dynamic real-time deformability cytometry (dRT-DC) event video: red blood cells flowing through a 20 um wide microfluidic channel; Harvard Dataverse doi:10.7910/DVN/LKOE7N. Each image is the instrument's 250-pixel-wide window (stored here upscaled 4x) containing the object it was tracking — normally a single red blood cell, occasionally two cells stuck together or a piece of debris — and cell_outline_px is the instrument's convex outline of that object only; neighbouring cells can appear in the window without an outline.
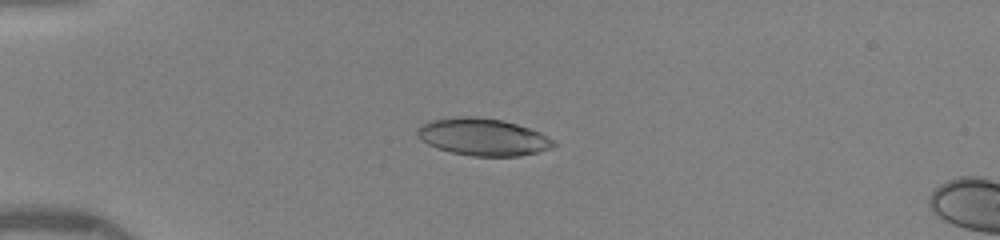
{"species": "human", "species_latin": "Homo sapiens", "temperature_condition": "warm", "stored_images_in_passage": 50, "camera_frame_rate_fps": 3000, "um_per_image_px": 0.085, "donor": {"sex": "female"}, "frame": {"image": 1, "passage_image": 14, "time_ms": 4.333, "image_size_px": [1000, 240], "cell_outline_px": [[556, 144], [552, 148], [520, 156], [472, 156], [452, 152], [436, 148], [420, 140], [416, 136], [416, 128], [420, 124], [428, 120], [460, 116], [476, 116], [504, 120], [540, 132], [556, 140]], "centroid_in_image_um": [41.01, 11.63], "position_along_channel_um": 44.0, "area_um2": 29.94}}
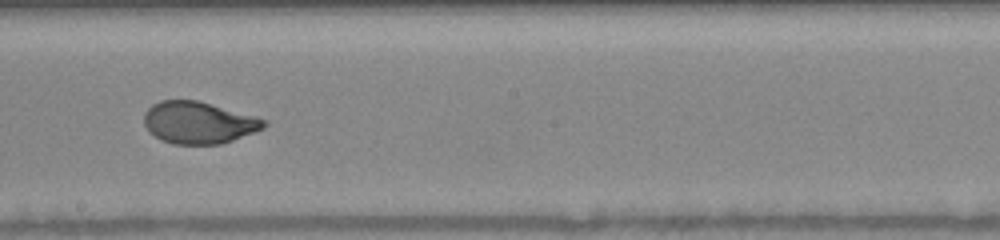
{"frame": {"image": 2, "passage_image": 30, "time_ms": 9.667, "image_size_px": [1000, 240], "cell_outline_px": [[268, 124], [264, 128], [232, 140], [220, 144], [172, 144], [160, 140], [148, 132], [144, 124], [144, 112], [152, 104], [160, 100], [196, 100], [256, 116], [268, 120]], "centroid_in_image_um": [16.86, 10.42], "position_along_channel_um": 231.3, "area_um2": 29.48}}
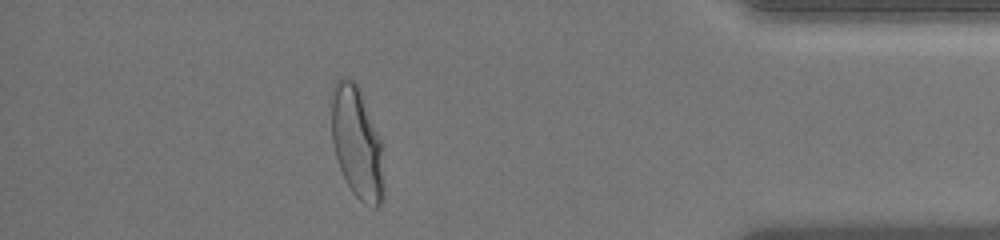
{"frame": {"image": 3, "passage_image": 45, "time_ms": 14.667, "image_size_px": [1000, 240], "cell_outline_px": [[384, 200], [376, 208], [372, 208], [364, 204], [352, 192], [340, 168], [336, 156], [332, 140], [332, 88], [336, 80], [340, 76], [344, 76], [352, 80], [356, 84], [360, 92], [380, 140], [384, 184]], "centroid_in_image_um": [30.33, 12.19], "position_along_channel_um": 404.9, "area_um2": 33.7}, "authors_computed_cell_mechanics": {"area_um2": 30.6629, "velocity_mm_per_s": 4.1276, "shape_relaxation_time_tau1_ms": 4.1061, "shape_relaxation_time_tau2_ms": null, "deformation_change_tau1": 0.1942, "deformation_change_tau2": null}}